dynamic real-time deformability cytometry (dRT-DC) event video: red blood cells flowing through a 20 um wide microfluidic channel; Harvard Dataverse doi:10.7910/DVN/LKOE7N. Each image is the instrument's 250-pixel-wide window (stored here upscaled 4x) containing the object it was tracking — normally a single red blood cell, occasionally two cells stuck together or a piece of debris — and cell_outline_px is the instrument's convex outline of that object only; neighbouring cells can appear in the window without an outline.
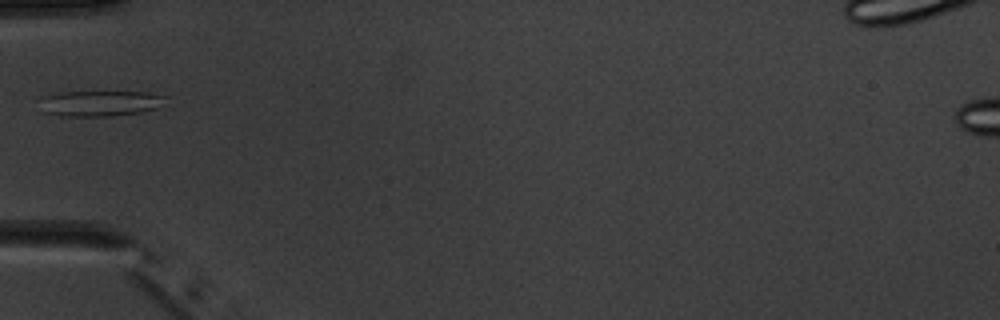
{"species": "common noctule bat (a hibernating species)", "species_latin": "Nyctalus noctula", "temperature_condition": "warm", "stored_images_in_passage": 1, "camera_frame_rate_fps": 3000, "um_per_image_px": 0.085, "animal": {"sex": "male", "body_mass_g": 20.1, "forearm_length_mm": 53.5}, "frame": {"image": 1, "passage_image": 1, "time_ms": 0.0, "image_size_px": [1000, 320], "cell_outline_px": [[168, 96], [156, 108], [140, 112], [112, 116], [64, 116], [44, 112], [44, 96], [60, 92], [148, 92]], "centroid_in_image_um": [8.57, 8.78], "position_along_channel_um": 76.4, "area_um2": 18.38}}